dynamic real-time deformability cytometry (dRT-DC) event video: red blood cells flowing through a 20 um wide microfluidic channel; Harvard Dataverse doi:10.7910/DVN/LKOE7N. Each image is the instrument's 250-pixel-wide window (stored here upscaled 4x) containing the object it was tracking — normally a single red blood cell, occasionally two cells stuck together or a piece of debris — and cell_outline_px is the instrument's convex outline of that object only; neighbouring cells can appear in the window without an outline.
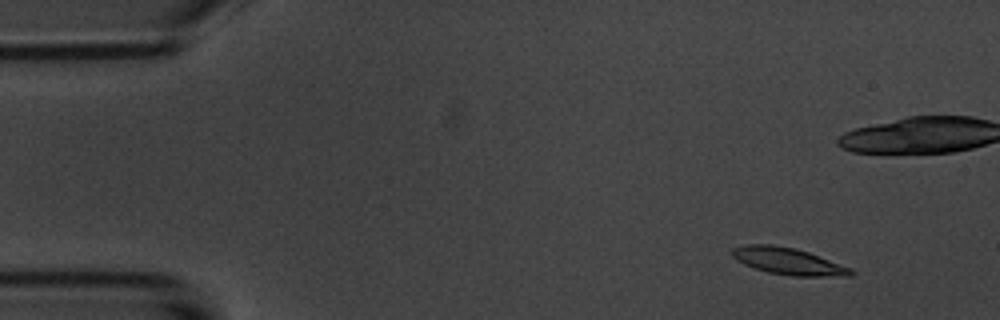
{"species": "common noctule bat (a hibernating species)", "species_latin": "Nyctalus noctula", "temperature_condition": "room temperature", "stored_images_in_passage": 5, "camera_frame_rate_fps": 3000, "um_per_image_px": 0.085, "animal": {"sex": "male", "body_mass_g": 20.1, "forearm_length_mm": 53.5}, "frame": {"image": 1, "passage_image": 1, "time_ms": 0.0, "image_size_px": [1000, 320], "cell_outline_px": [[856, 272], [852, 276], [792, 276], [768, 272], [744, 264], [736, 260], [728, 252], [732, 248], [748, 244], [772, 244], [796, 248], [808, 252], [852, 268]], "centroid_in_image_um": [66.99, 22.19], "position_along_channel_um": 18.0, "area_um2": 18.73}}